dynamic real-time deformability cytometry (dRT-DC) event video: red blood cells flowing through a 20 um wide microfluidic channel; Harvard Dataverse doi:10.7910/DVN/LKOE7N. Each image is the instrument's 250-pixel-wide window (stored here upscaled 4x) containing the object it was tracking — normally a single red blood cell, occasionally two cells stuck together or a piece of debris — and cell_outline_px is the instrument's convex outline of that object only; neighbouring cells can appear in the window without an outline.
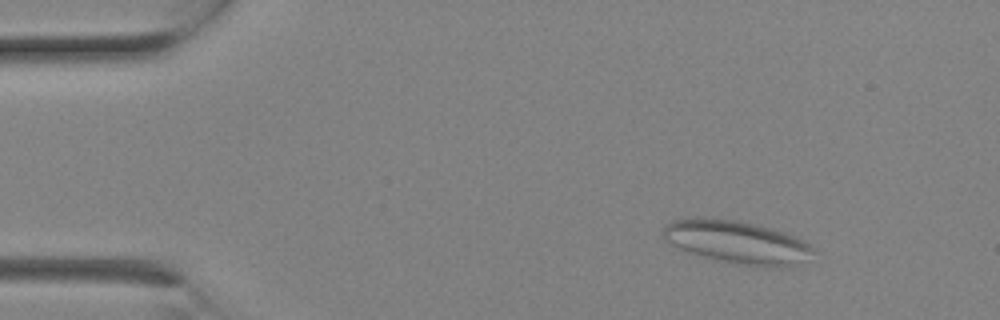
{"species": "Egyptian fruit bat (a non-hibernating species)", "species_latin": "Rousettus aegyptiacus", "temperature_condition": "room temperature", "stored_images_in_passage": 3, "camera_frame_rate_fps": 3000, "um_per_image_px": 0.085, "animal": {"sex": "female"}, "frame": {"image": 1, "passage_image": 1, "time_ms": 0.0, "image_size_px": [1000, 320], "cell_outline_px": [[812, 252], [784, 268], [756, 268], [704, 256], [680, 248], [664, 240], [660, 232], [664, 224], [672, 220], [696, 216], [704, 216], [740, 220], [772, 228], [784, 232], [804, 240], [812, 244]], "centroid_in_image_um": [62.56, 20.53], "position_along_channel_um": 22.4, "area_um2": 37.74}}